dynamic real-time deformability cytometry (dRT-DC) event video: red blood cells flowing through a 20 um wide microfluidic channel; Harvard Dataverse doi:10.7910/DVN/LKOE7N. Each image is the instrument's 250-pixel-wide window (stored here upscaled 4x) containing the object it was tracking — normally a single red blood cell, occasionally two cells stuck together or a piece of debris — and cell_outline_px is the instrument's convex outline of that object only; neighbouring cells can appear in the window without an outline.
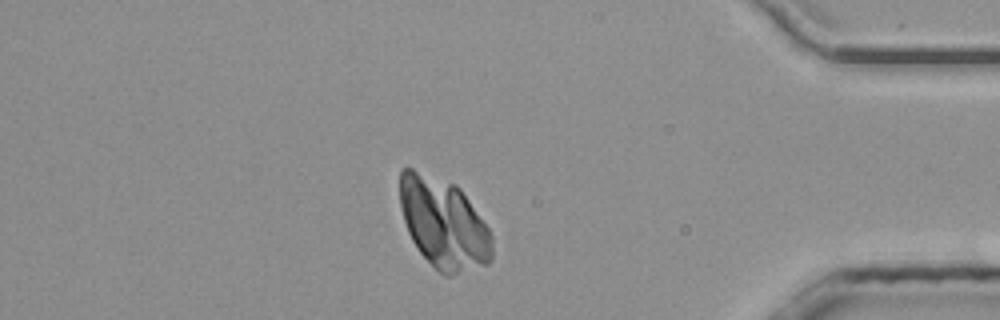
{"species": "common noctule bat (a hibernating species)", "species_latin": "Nyctalus noctula", "temperature_condition": "room temperature", "stored_images_in_passage": 47, "camera_frame_rate_fps": 3000, "um_per_image_px": 0.085, "animal": {"sex": "male", "body_mass_g": 20.4}, "frame": {"image": 1, "passage_image": 40, "time_ms": 13.0, "image_size_px": [1000, 320], "cell_outline_px": [[492, 260], [488, 264], [448, 276], [444, 276], [420, 252], [412, 240], [408, 232], [404, 220], [400, 204], [400, 172], [404, 168], [412, 168], [456, 184], [460, 188], [488, 228], [492, 236]], "centroid_in_image_um": [37.71, 18.98], "position_along_channel_um": 397.5, "area_um2": 48.32}}
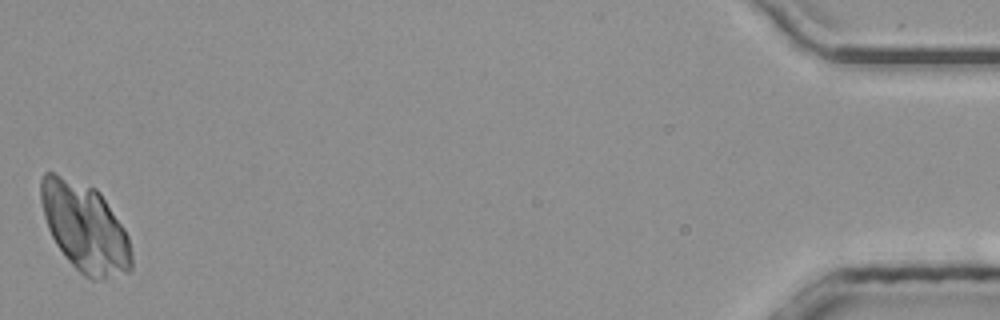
{"frame": {"image": 2, "passage_image": 47, "time_ms": 15.333, "image_size_px": [1000, 320], "cell_outline_px": [[132, 268], [128, 272], [100, 280], [92, 280], [84, 276], [68, 260], [56, 244], [48, 228], [44, 216], [40, 200], [40, 180], [44, 172], [52, 172], [96, 188], [100, 192], [124, 228], [128, 236], [132, 256]], "centroid_in_image_um": [7.21, 19.33], "position_along_channel_um": 428.0, "area_um2": 46.82}}